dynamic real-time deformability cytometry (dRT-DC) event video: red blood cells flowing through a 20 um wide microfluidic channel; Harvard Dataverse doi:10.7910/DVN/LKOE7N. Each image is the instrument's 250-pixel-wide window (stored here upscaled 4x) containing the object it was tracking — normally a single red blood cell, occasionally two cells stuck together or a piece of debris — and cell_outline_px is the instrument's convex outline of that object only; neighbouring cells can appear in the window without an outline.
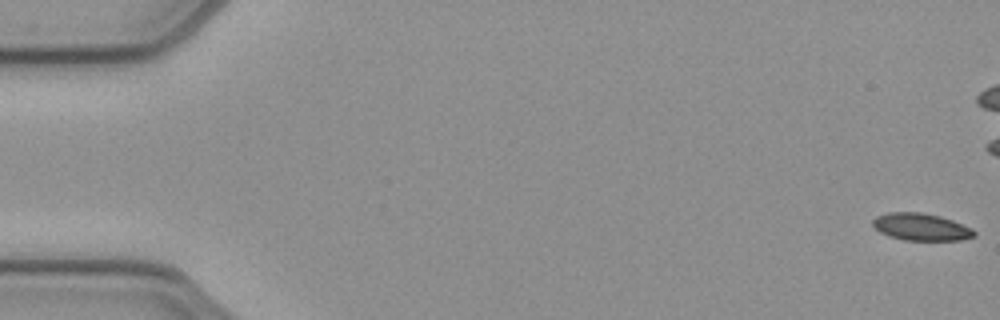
{"species": "common noctule bat (a hibernating species)", "species_latin": "Nyctalus noctula", "temperature_condition": "cold", "stored_images_in_passage": 54, "camera_frame_rate_fps": 3000, "um_per_image_px": 0.085, "animal": {"sex": "female", "body_mass_g": 21.9}, "frame": {"image": 1, "passage_image": 1, "time_ms": 0.0, "image_size_px": [1000, 320], "cell_outline_px": [[976, 236], [960, 240], [904, 240], [888, 236], [880, 232], [872, 224], [872, 220], [876, 216], [888, 212], [920, 212], [940, 216], [952, 220], [972, 228], [976, 232]], "centroid_in_image_um": [78.29, 19.29], "position_along_channel_um": 6.7, "area_um2": 16.13}}
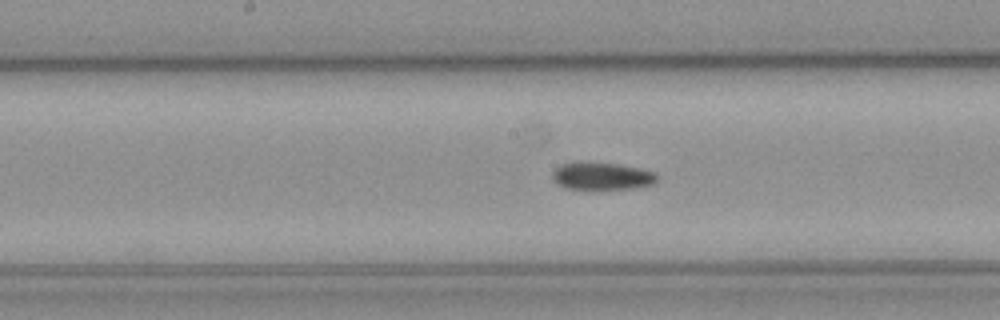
{"frame": {"image": 2, "passage_image": 27, "time_ms": 8.667, "image_size_px": [1000, 320], "cell_outline_px": [[656, 180], [652, 184], [632, 188], [596, 192], [592, 192], [568, 188], [556, 184], [552, 180], [552, 172], [556, 168], [564, 164], [616, 164], [656, 172]], "centroid_in_image_um": [51.13, 15.05], "position_along_channel_um": 197.1, "area_um2": 16.76}}
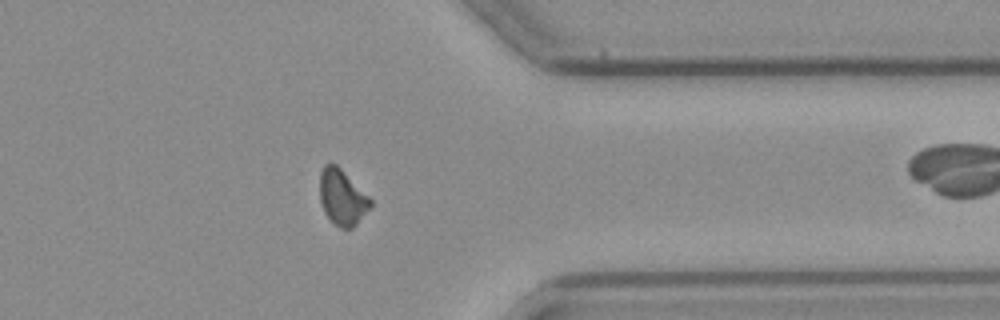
{"frame": {"image": 3, "passage_image": 42, "time_ms": 13.667, "image_size_px": [1000, 320], "cell_outline_px": [[372, 204], [356, 224], [352, 228], [340, 228], [324, 212], [320, 200], [320, 172], [324, 164], [336, 164], [372, 200]], "centroid_in_image_um": [29.07, 16.76], "position_along_channel_um": 382.3, "area_um2": 16.01}, "authors_computed_cell_mechanics": {"area_um2": 16.762, "velocity_mm_per_s": 3.9148, "shape_relaxation_time_tau1_ms": 2.9586, "shape_relaxation_time_tau2_ms": 7.5029, "deformation_change_tau1": 0.0768, "deformation_change_tau2": 0.1257}}